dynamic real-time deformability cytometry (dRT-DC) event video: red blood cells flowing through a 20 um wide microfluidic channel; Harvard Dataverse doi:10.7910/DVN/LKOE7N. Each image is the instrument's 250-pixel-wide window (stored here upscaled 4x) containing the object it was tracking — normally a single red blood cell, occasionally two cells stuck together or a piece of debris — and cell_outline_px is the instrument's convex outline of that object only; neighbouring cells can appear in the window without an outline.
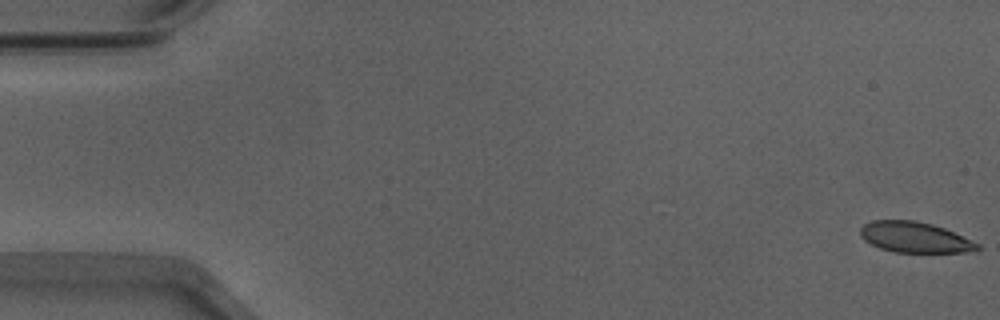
{"species": "Egyptian fruit bat (a non-hibernating species)", "species_latin": "Rousettus aegyptiacus", "temperature_condition": "warm", "stored_images_in_passage": 52, "camera_frame_rate_fps": 3000, "um_per_image_px": 0.085, "animal": {"sex": "male"}, "frame": {"image": 1, "passage_image": 1, "time_ms": 0.0, "image_size_px": [1000, 320], "cell_outline_px": [[980, 248], [976, 252], [896, 252], [880, 248], [864, 240], [860, 236], [860, 228], [864, 224], [872, 220], [916, 220], [932, 224], [944, 228], [980, 244]], "centroid_in_image_um": [77.76, 20.17], "position_along_channel_um": 7.2, "area_um2": 20.92}}
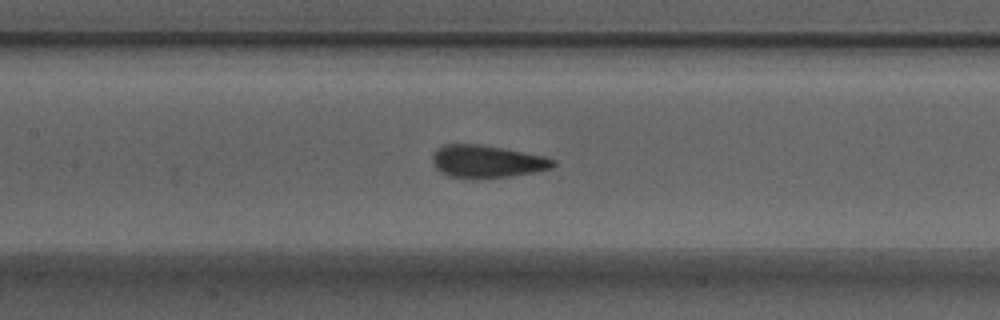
{"frame": {"image": 2, "passage_image": 25, "time_ms": 8.0, "image_size_px": [1000, 320], "cell_outline_px": [[556, 164], [552, 168], [536, 172], [480, 180], [476, 180], [448, 176], [440, 172], [436, 168], [432, 160], [432, 152], [436, 148], [444, 144], [480, 144], [504, 148], [544, 156], [556, 160]], "centroid_in_image_um": [41.36, 13.74], "position_along_channel_um": 166.0, "area_um2": 23.41}}
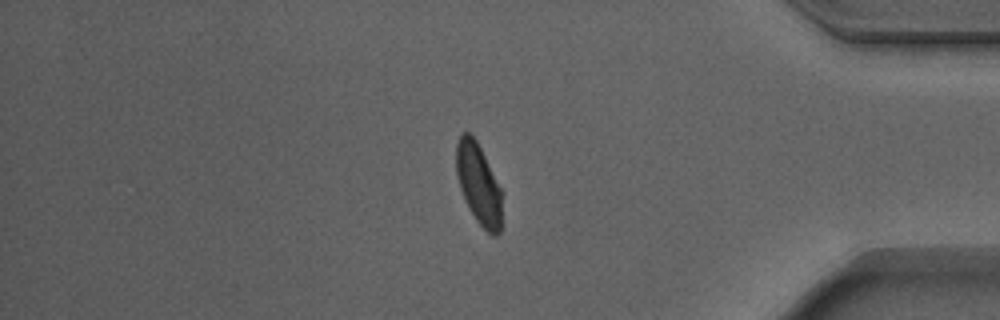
{"frame": {"image": 3, "passage_image": 45, "time_ms": 14.667, "image_size_px": [1000, 320], "cell_outline_px": [[500, 232], [496, 236], [492, 236], [476, 220], [468, 208], [460, 188], [456, 172], [456, 144], [460, 132], [472, 132], [500, 188]], "centroid_in_image_um": [40.63, 15.6], "position_along_channel_um": 394.6, "area_um2": 21.15}}